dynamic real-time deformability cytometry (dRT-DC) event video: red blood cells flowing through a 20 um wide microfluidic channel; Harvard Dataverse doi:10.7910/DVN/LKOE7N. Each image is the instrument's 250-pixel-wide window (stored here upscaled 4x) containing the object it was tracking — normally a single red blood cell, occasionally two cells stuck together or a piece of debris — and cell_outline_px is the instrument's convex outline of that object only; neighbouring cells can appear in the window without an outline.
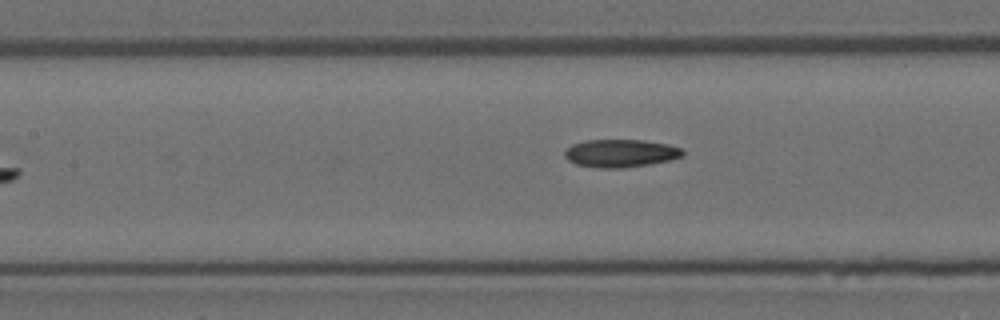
{"species": "Egyptian fruit bat (a non-hibernating species)", "species_latin": "Rousettus aegyptiacus", "temperature_condition": "room temperature", "stored_images_in_passage": 8, "camera_frame_rate_fps": 3000, "um_per_image_px": 0.085, "animal": {"sex": "female"}, "frame": {"image": 1, "passage_image": 7, "time_ms": 2.0, "image_size_px": [1000, 320], "cell_outline_px": [[684, 156], [672, 160], [624, 168], [600, 168], [576, 164], [568, 160], [564, 156], [564, 152], [572, 144], [588, 140], [644, 140], [668, 144], [680, 148], [684, 152]], "centroid_in_image_um": [52.77, 13.03], "position_along_channel_um": 154.6, "area_um2": 19.19}}
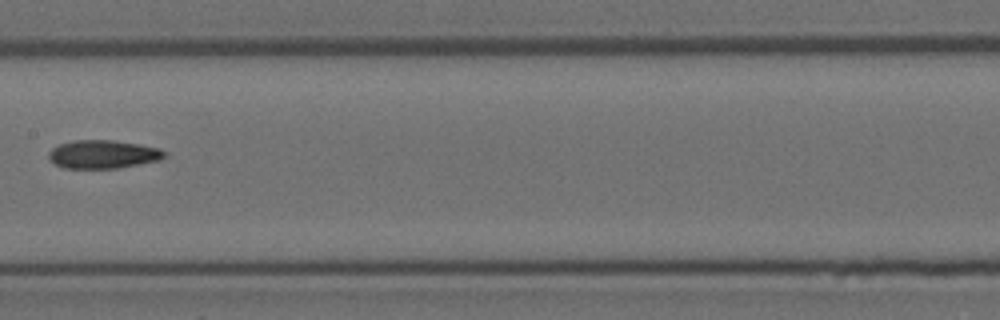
{"frame": {"image": 2, "passage_image": 8, "time_ms": 2.333, "image_size_px": [1000, 320], "cell_outline_px": [[164, 156], [160, 160], [116, 168], [64, 168], [48, 160], [48, 152], [52, 148], [60, 144], [76, 140], [112, 140], [140, 144], [160, 148], [164, 152]], "centroid_in_image_um": [8.72, 13.11], "position_along_channel_um": 198.7, "area_um2": 19.02}}